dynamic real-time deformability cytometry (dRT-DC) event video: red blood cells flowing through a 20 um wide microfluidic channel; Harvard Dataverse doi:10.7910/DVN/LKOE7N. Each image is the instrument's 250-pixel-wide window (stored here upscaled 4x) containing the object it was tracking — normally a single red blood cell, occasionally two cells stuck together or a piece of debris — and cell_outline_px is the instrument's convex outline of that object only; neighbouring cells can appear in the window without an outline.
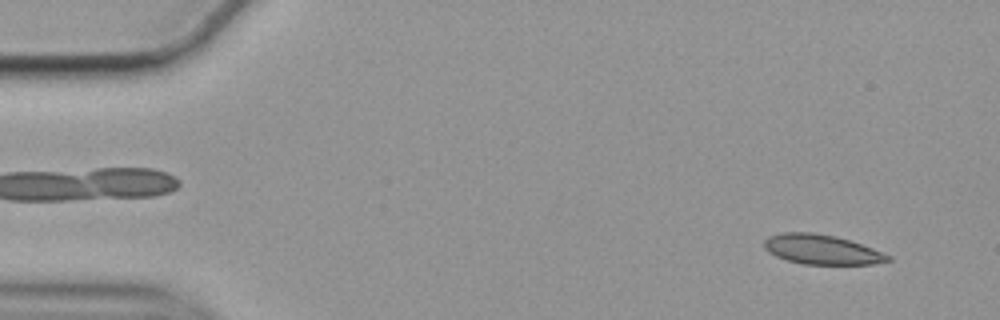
{"species": "common noctule bat (a hibernating species)", "species_latin": "Nyctalus noctula", "temperature_condition": "cold", "stored_images_in_passage": 56, "camera_frame_rate_fps": 3000, "um_per_image_px": 0.085, "animal": {"sex": "female", "body_mass_g": 19.9}, "frame": {"image": 1, "passage_image": 3, "time_ms": 0.667, "image_size_px": [1000, 320], "cell_outline_px": [[892, 260], [872, 264], [804, 264], [788, 260], [776, 256], [768, 252], [764, 248], [764, 240], [768, 236], [784, 232], [812, 232], [836, 236], [872, 248], [892, 256]], "centroid_in_image_um": [69.83, 21.2], "position_along_channel_um": 15.2, "area_um2": 21.33}}
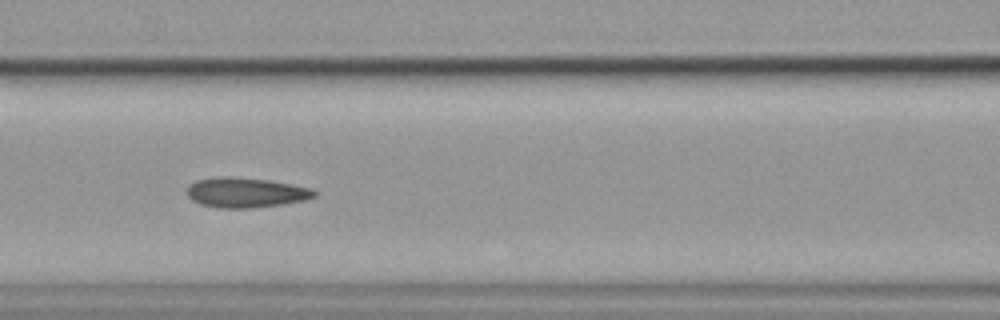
{"frame": {"image": 2, "passage_image": 23, "time_ms": 7.333, "image_size_px": [1000, 320], "cell_outline_px": [[316, 196], [308, 200], [284, 204], [252, 208], [220, 208], [200, 204], [192, 200], [188, 196], [188, 184], [196, 180], [220, 176], [228, 176], [268, 180], [292, 184], [312, 188], [316, 192]], "centroid_in_image_um": [20.91, 16.37], "position_along_channel_um": 145.7, "area_um2": 22.43}}
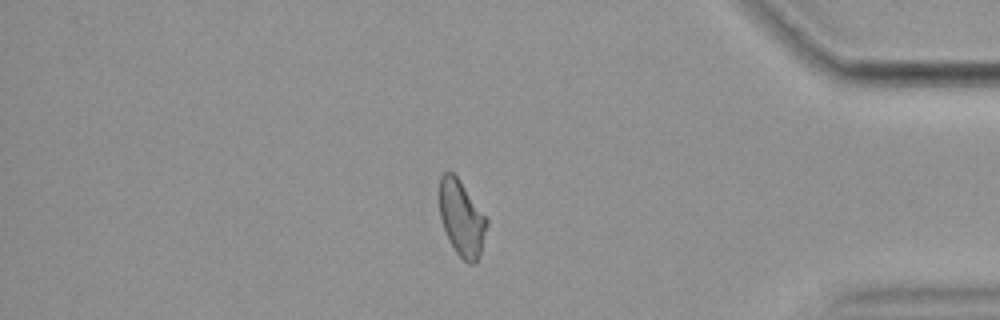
{"frame": {"image": 3, "passage_image": 47, "time_ms": 15.333, "image_size_px": [1000, 320], "cell_outline_px": [[488, 224], [480, 256], [476, 264], [468, 264], [456, 252], [448, 240], [440, 216], [440, 176], [444, 172], [452, 172], [460, 180], [488, 220]], "centroid_in_image_um": [39.25, 18.59], "position_along_channel_um": 395.9, "area_um2": 20.81}, "authors_computed_cell_mechanics": {"area_um2": 21.7906, "velocity_mm_per_s": 3.5154, "shape_relaxation_time_tau1_ms": 8.2854, "shape_relaxation_time_tau2_ms": 2.3839, "deformation_change_tau1": 0.1554, "deformation_change_tau2": 0.0938}}